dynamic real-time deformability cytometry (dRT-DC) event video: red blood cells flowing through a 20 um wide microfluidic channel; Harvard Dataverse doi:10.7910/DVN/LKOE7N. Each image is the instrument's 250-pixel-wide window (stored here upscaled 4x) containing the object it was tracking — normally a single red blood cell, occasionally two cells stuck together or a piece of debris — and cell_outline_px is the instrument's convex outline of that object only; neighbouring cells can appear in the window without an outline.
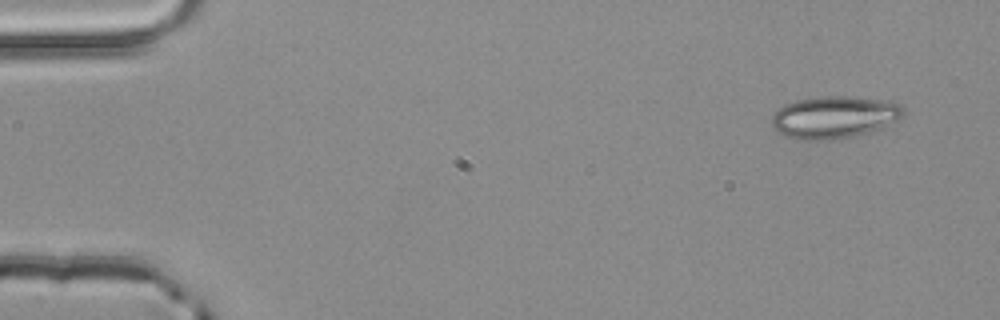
{"species": "common noctule bat (a hibernating species)", "species_latin": "Nyctalus noctula", "temperature_condition": "room temperature", "stored_images_in_passage": 3, "camera_frame_rate_fps": 3000, "um_per_image_px": 0.085, "animal": {"sex": "male", "body_mass_g": 20.4}, "frame": {"image": 1, "passage_image": 1, "time_ms": 0.0, "image_size_px": [1000, 320], "cell_outline_px": [[904, 116], [880, 128], [856, 136], [828, 140], [804, 140], [784, 136], [772, 128], [772, 116], [784, 104], [796, 100], [824, 96], [856, 96], [900, 104], [904, 108]], "centroid_in_image_um": [70.89, 9.96], "position_along_channel_um": 14.1, "area_um2": 32.37}}